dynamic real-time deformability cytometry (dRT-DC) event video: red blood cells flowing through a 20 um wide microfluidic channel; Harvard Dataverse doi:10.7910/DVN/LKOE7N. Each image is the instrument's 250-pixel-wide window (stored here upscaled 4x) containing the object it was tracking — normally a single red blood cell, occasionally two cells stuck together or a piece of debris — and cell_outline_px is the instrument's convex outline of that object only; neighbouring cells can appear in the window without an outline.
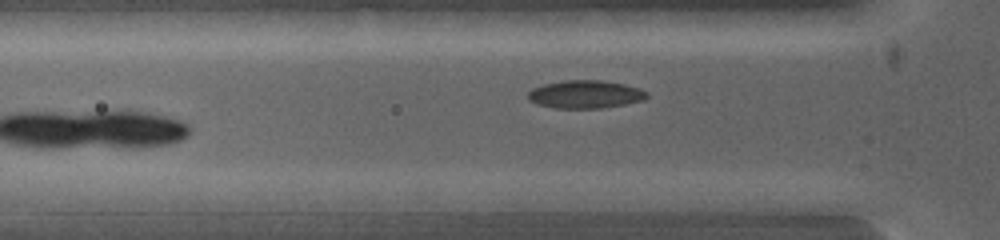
{"species": "common noctule bat (a hibernating species)", "species_latin": "Nyctalus noctula", "temperature_condition": "warm", "stored_images_in_passage": 4, "camera_frame_rate_fps": 5000, "um_per_image_px": 0.085, "animal": {"sex": "female", "body_mass_g": 19.0, "forearm_length_mm": 53.3}, "frame": {"image": 1, "passage_image": 2, "time_ms": 0.2, "image_size_px": [1000, 240], "cell_outline_px": [[604, 200], [588, 212], [496, 212], [492, 200], [500, 192], [580, 192]], "centroid_in_image_um": [46.3, 17.18], "position_along_channel_um": 79.5, "area_um2": 14.39}}